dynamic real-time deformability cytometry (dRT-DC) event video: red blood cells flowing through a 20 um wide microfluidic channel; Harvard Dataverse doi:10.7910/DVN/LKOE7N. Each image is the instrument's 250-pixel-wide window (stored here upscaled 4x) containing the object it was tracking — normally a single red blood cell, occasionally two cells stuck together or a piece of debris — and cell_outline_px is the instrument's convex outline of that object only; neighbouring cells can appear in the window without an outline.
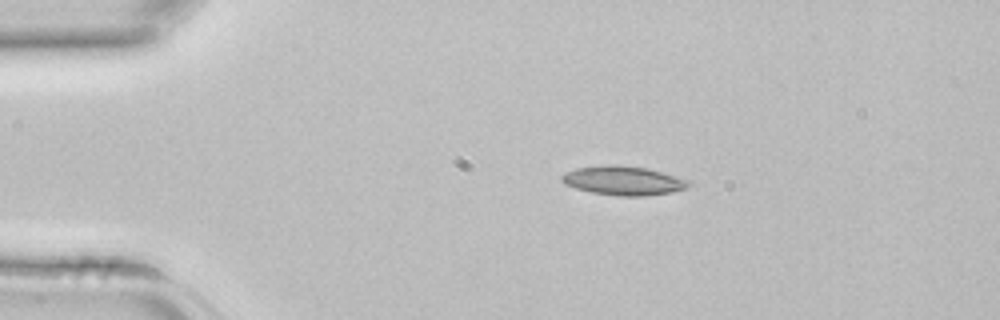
{"species": "common noctule bat (a hibernating species)", "species_latin": "Nyctalus noctula", "temperature_condition": "room temperature", "stored_images_in_passage": 2, "camera_frame_rate_fps": 3000, "um_per_image_px": 0.085, "animal": {"sex": "female", "body_mass_g": 22.7, "forearm_length_mm": 54.2}, "frame": {"image": 1, "passage_image": 1, "time_ms": 0.0, "image_size_px": [1000, 320], "cell_outline_px": [[692, 180], [684, 188], [672, 192], [644, 196], [620, 196], [592, 192], [576, 188], [564, 184], [560, 180], [560, 176], [564, 172], [576, 168], [604, 164], [616, 164], [648, 168]], "centroid_in_image_um": [52.95, 15.33], "position_along_channel_um": 32.0, "area_um2": 21.68}}